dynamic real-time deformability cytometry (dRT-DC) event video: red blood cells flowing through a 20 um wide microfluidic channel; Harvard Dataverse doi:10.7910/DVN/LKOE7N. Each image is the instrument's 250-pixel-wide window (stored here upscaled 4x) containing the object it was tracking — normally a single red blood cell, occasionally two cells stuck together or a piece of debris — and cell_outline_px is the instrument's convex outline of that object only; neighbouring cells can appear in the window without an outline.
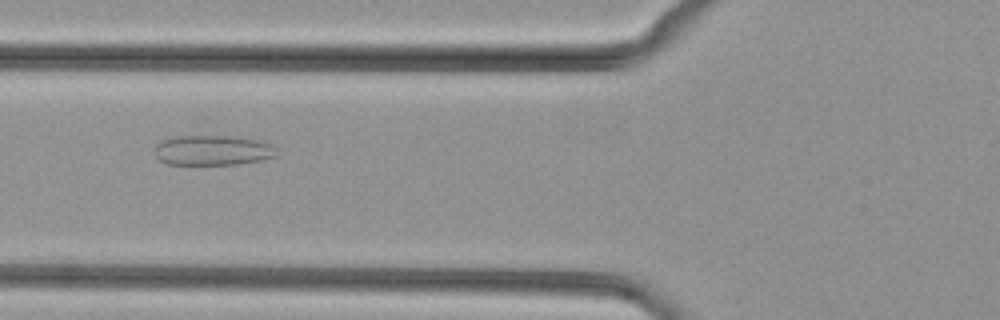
{"species": "common noctule bat (a hibernating species)", "species_latin": "Nyctalus noctula", "temperature_condition": "cold", "stored_images_in_passage": 47, "camera_frame_rate_fps": 3000, "um_per_image_px": 0.085, "animal": {"sex": "female", "body_mass_g": 29.2, "forearm_length_mm": 56.3}, "frame": {"image": 1, "passage_image": 19, "time_ms": 6.0, "image_size_px": [1000, 320], "cell_outline_px": [[280, 156], [260, 160], [236, 164], [168, 164], [160, 160], [156, 156], [156, 144], [160, 140], [176, 136], [236, 136], [256, 140], [272, 144]], "centroid_in_image_um": [18.1, 12.77], "position_along_channel_um": 107.7, "area_um2": 21.39}}
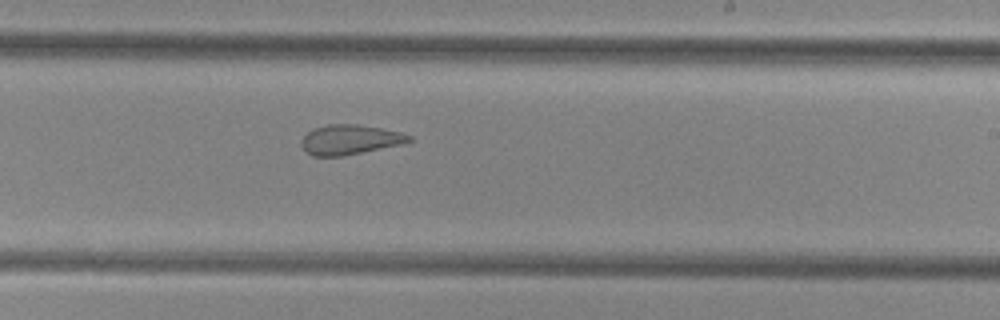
{"frame": {"image": 2, "passage_image": 30, "time_ms": 9.667, "image_size_px": [1000, 320], "cell_outline_px": [[416, 140], [404, 144], [344, 156], [312, 156], [300, 144], [300, 140], [312, 128], [328, 124], [356, 124], [380, 128], [400, 132], [412, 136]], "centroid_in_image_um": [29.77, 11.87], "position_along_channel_um": 259.2, "area_um2": 18.9}}
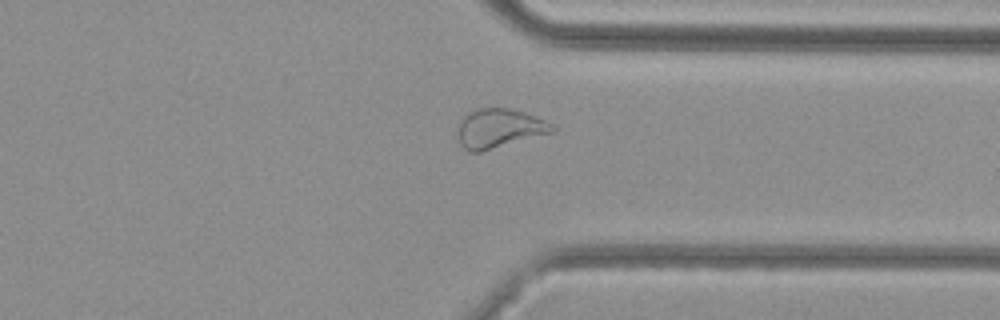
{"frame": {"image": 3, "passage_image": 38, "time_ms": 12.333, "image_size_px": [1000, 320], "cell_outline_px": [[556, 132], [480, 152], [468, 152], [460, 144], [456, 128], [460, 120], [468, 112], [476, 108], [508, 108], [524, 112], [544, 120], [552, 124], [556, 128]], "centroid_in_image_um": [42.41, 10.92], "position_along_channel_um": 369.0, "area_um2": 21.85}}